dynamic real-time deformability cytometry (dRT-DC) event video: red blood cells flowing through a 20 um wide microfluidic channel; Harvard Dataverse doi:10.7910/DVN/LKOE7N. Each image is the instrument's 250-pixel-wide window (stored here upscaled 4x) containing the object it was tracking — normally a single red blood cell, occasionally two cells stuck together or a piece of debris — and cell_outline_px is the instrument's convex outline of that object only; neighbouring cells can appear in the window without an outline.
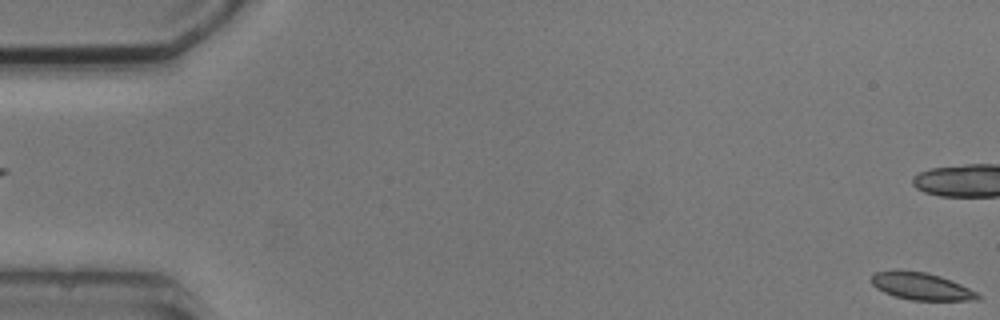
{"species": "common noctule bat (a hibernating species)", "species_latin": "Nyctalus noctula", "temperature_condition": "cold", "stored_images_in_passage": 5, "segment_of_instrument_passage": [2, 2], "camera_frame_rate_fps": 3000, "um_per_image_px": 0.085, "animal": {"sex": "male", "body_mass_g": 20.5, "forearm_length_mm": 52.5}, "frame": {"image": 1, "passage_image": 5, "time_ms": 4.667, "image_size_px": [1000, 320], "cell_outline_px": [[980, 300], [912, 300], [896, 296], [884, 292], [876, 288], [872, 284], [872, 276], [876, 272], [896, 268], [924, 272], [940, 276], [952, 280], [976, 292], [980, 296]], "centroid_in_image_um": [78.28, 24.31], "position_along_channel_um": 6.7, "area_um2": 16.94}}